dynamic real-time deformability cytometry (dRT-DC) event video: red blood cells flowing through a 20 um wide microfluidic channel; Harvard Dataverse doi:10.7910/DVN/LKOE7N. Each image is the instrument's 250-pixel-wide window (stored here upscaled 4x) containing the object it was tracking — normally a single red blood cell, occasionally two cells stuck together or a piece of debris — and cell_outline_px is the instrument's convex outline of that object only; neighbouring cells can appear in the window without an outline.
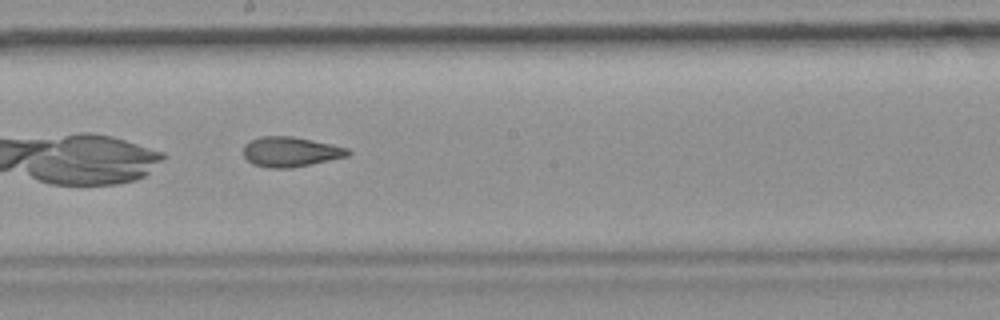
{"species": "common noctule bat (a hibernating species)", "species_latin": "Nyctalus noctula", "temperature_condition": "room temperature", "stored_images_in_passage": 28, "camera_frame_rate_fps": 3000, "um_per_image_px": 0.085, "animal": {"sex": "female", "body_mass_g": 19.9}, "frame": {"image": 1, "passage_image": 13, "time_ms": 4.0, "image_size_px": [1000, 320], "cell_outline_px": [[352, 152], [348, 156], [288, 168], [268, 168], [252, 164], [244, 156], [244, 144], [260, 136], [292, 136], [332, 144], [348, 148]], "centroid_in_image_um": [24.68, 12.89], "position_along_channel_um": 223.5, "area_um2": 18.09}}
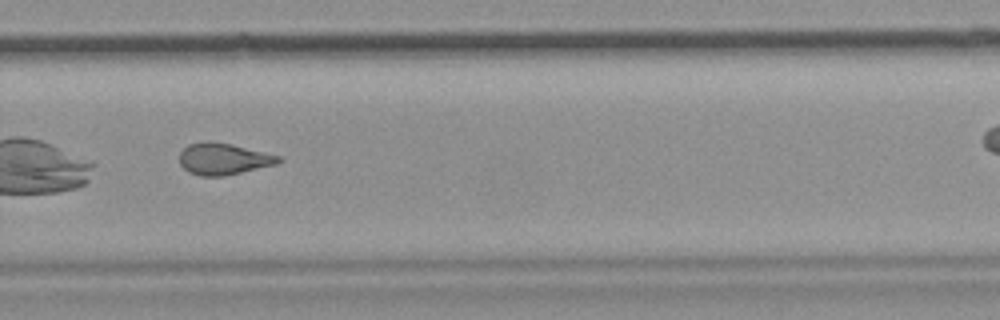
{"frame": {"image": 2, "passage_image": 20, "time_ms": 6.333, "image_size_px": [1000, 320], "cell_outline_px": [[284, 160], [276, 164], [224, 176], [200, 176], [188, 172], [180, 164], [180, 152], [188, 144], [208, 140], [232, 144], [280, 156]], "centroid_in_image_um": [18.98, 13.5], "position_along_channel_um": 310.8, "area_um2": 18.26}}